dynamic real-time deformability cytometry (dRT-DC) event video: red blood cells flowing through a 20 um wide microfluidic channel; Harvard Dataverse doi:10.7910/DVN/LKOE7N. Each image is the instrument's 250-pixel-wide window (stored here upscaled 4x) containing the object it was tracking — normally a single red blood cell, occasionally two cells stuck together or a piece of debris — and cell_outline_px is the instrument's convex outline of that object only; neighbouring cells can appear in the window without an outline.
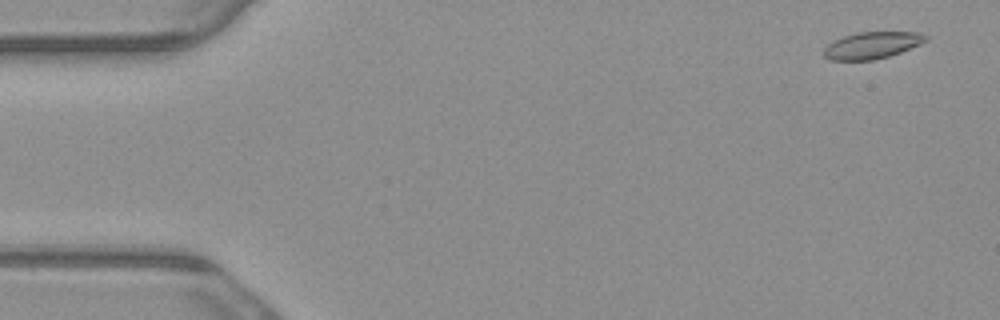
{"species": "common noctule bat (a hibernating species)", "species_latin": "Nyctalus noctula", "temperature_condition": "warm", "stored_images_in_passage": 4, "camera_frame_rate_fps": 3000, "um_per_image_px": 0.085, "animal": {"sex": "male", "body_mass_g": 23.1, "forearm_length_mm": 52.7}, "frame": {"image": 1, "passage_image": 1, "time_ms": 0.0, "image_size_px": [1000, 320], "cell_outline_px": [[928, 40], [920, 44], [900, 52], [888, 56], [872, 60], [832, 60], [824, 56], [824, 48], [832, 40], [856, 32], [920, 32], [928, 36]], "centroid_in_image_um": [74.12, 3.84], "position_along_channel_um": 10.9, "area_um2": 15.9}}